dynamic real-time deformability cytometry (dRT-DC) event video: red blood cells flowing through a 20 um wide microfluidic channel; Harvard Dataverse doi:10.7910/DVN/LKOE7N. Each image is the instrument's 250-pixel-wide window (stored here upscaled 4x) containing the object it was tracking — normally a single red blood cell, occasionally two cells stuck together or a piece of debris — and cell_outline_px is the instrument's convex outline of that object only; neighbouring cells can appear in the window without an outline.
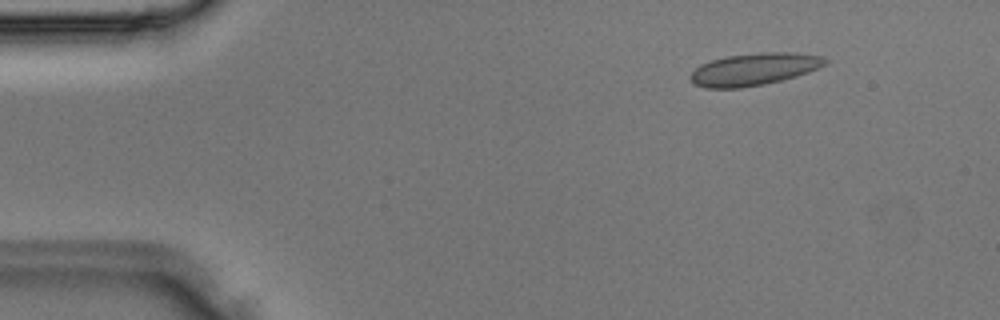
{"species": "Egyptian fruit bat (a non-hibernating species)", "species_latin": "Rousettus aegyptiacus", "temperature_condition": "room temperature", "stored_images_in_passage": 3, "camera_frame_rate_fps": 3000, "um_per_image_px": 0.085, "animal": {"sex": "male"}, "frame": {"image": 1, "passage_image": 1, "time_ms": 0.0, "image_size_px": [1000, 320], "cell_outline_px": [[828, 64], [808, 72], [796, 76], [764, 84], [740, 88], [704, 88], [692, 84], [692, 72], [700, 64], [712, 60], [728, 56], [760, 52], [796, 52], [824, 56], [828, 60]], "centroid_in_image_um": [64.13, 5.88], "position_along_channel_um": 20.9, "area_um2": 25.37}}
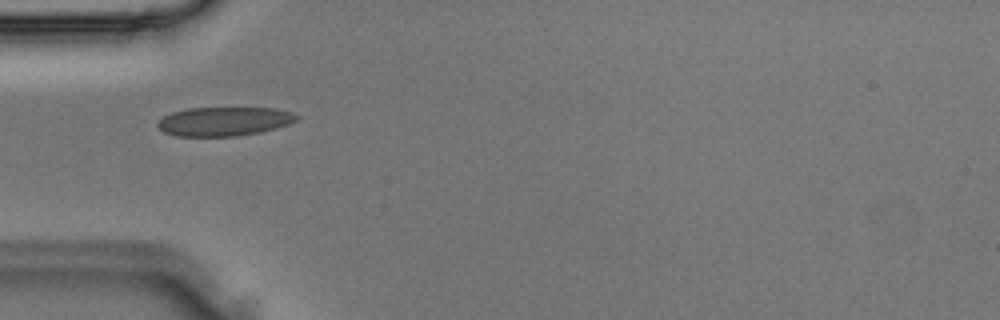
{"frame": {"image": 2, "passage_image": 3, "time_ms": 0.667, "image_size_px": [1000, 320], "cell_outline_px": [[300, 116], [296, 120], [288, 124], [276, 128], [260, 132], [236, 136], [176, 136], [164, 132], [156, 124], [156, 120], [172, 112], [188, 108], [272, 108], [292, 112]], "centroid_in_image_um": [19.02, 10.31], "position_along_channel_um": 66.0, "area_um2": 23.47}}